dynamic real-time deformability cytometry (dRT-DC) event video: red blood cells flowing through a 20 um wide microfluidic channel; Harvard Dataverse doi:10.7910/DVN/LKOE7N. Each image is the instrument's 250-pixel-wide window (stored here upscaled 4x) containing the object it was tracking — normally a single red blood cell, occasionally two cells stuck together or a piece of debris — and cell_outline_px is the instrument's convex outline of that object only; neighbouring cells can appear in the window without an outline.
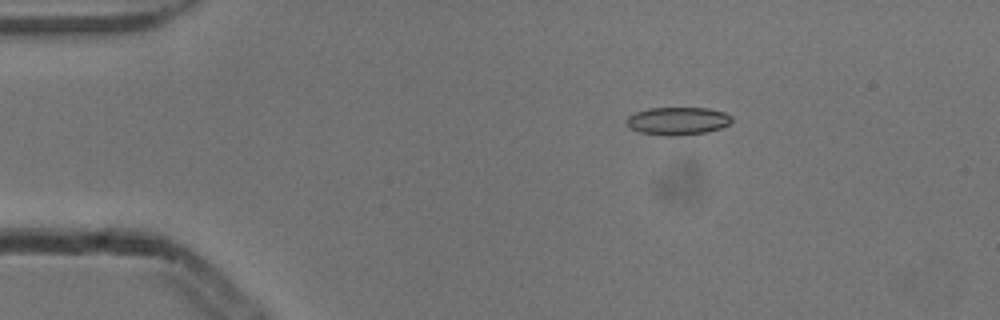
{"species": "common noctule bat (a hibernating species)", "species_latin": "Nyctalus noctula", "temperature_condition": "cold", "stored_images_in_passage": 5, "camera_frame_rate_fps": 3000, "um_per_image_px": 0.085, "animal": {"sex": "male", "body_mass_g": 13.3}, "frame": {"image": 1, "passage_image": 2, "time_ms": 0.333, "image_size_px": [1000, 320], "cell_outline_px": [[732, 120], [728, 124], [720, 128], [704, 132], [680, 136], [664, 136], [640, 132], [628, 128], [624, 120], [628, 116], [636, 112], [648, 108], [708, 108], [724, 112], [732, 116]], "centroid_in_image_um": [57.55, 10.28], "position_along_channel_um": 27.4, "area_um2": 17.22}}
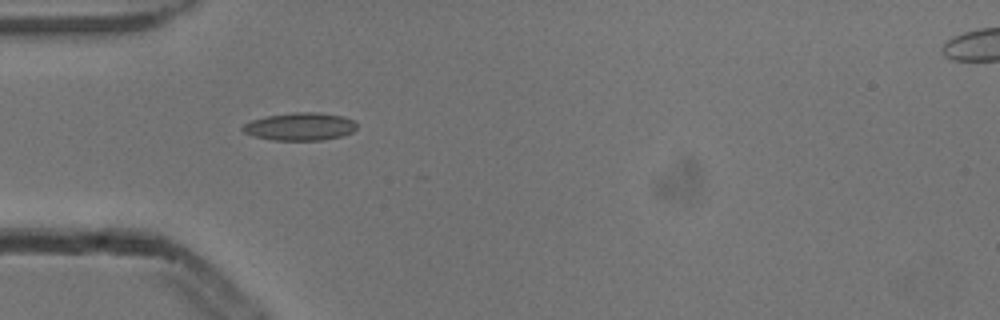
{"frame": {"image": 2, "passage_image": 4, "time_ms": 1.0, "image_size_px": [1000, 320], "cell_outline_px": [[356, 128], [352, 132], [340, 136], [324, 140], [272, 140], [256, 136], [244, 132], [240, 128], [244, 124], [252, 120], [264, 116], [296, 112], [316, 112], [344, 116], [352, 120], [356, 124]], "centroid_in_image_um": [25.49, 10.75], "position_along_channel_um": 59.5, "area_um2": 18.38}}
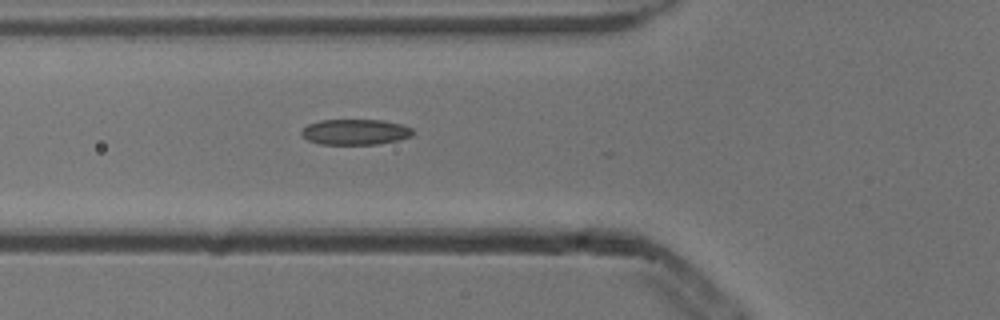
{"frame": {"image": 3, "passage_image": 5, "time_ms": 1.333, "image_size_px": [1000, 320], "cell_outline_px": [[412, 136], [400, 140], [376, 144], [320, 144], [308, 140], [300, 132], [308, 124], [320, 120], [384, 120], [400, 124], [412, 128]], "centroid_in_image_um": [30.21, 11.21], "position_along_channel_um": 95.6, "area_um2": 16.53}}